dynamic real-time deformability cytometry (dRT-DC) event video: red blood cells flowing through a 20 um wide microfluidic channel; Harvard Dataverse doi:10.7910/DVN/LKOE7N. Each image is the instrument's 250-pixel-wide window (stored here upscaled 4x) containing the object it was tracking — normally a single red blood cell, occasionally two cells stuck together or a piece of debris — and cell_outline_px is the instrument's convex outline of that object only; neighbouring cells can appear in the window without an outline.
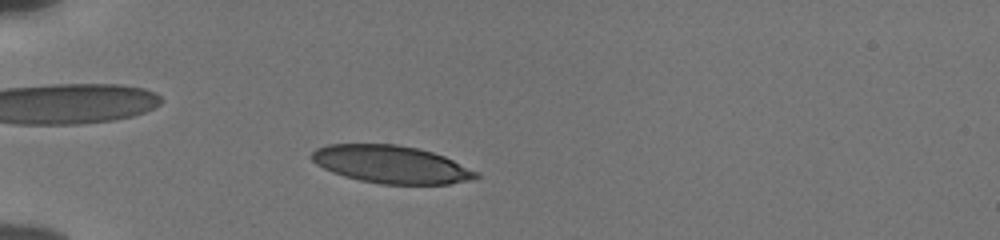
{"species": "human", "species_latin": "Homo sapiens", "temperature_condition": "cold", "stored_images_in_passage": 46, "camera_frame_rate_fps": 3000, "um_per_image_px": 0.085, "donor": {"sex": "male"}, "frame": {"image": 1, "passage_image": 8, "time_ms": 2.333, "image_size_px": [1000, 240], "cell_outline_px": [[480, 176], [472, 180], [448, 184], [380, 184], [360, 180], [344, 176], [332, 172], [316, 164], [312, 160], [312, 152], [316, 148], [328, 144], [396, 144], [416, 148], [432, 152], [444, 156], [480, 172]], "centroid_in_image_um": [33.27, 13.98], "position_along_channel_um": 51.7, "area_um2": 36.13}}
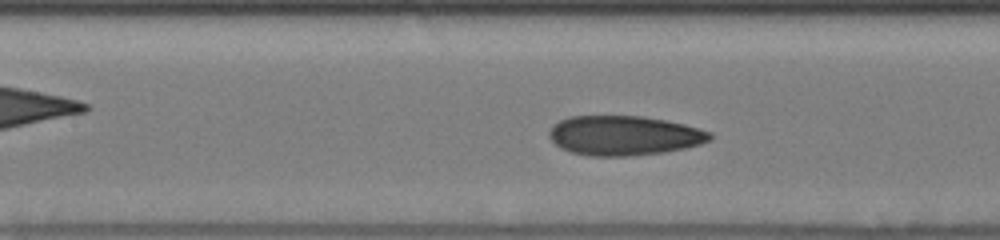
{"frame": {"image": 2, "passage_image": 18, "time_ms": 5.667, "image_size_px": [1000, 240], "cell_outline_px": [[712, 140], [700, 144], [684, 148], [664, 152], [628, 156], [588, 156], [572, 152], [560, 148], [548, 136], [548, 132], [552, 124], [560, 120], [572, 116], [644, 116], [684, 124], [712, 132]], "centroid_in_image_um": [53.03, 11.52], "position_along_channel_um": 154.4, "area_um2": 37.22}}
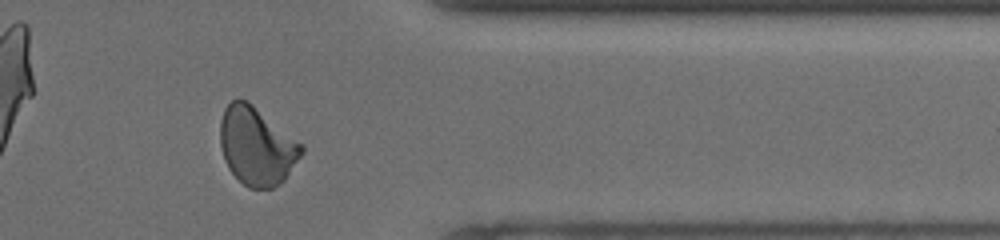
{"frame": {"image": 3, "passage_image": 37, "time_ms": 12.0, "image_size_px": [1000, 240], "cell_outline_px": [[304, 152], [284, 180], [280, 184], [272, 188], [248, 188], [228, 168], [224, 160], [220, 144], [220, 120], [224, 108], [232, 100], [248, 100], [304, 144]], "centroid_in_image_um": [21.83, 12.4], "position_along_channel_um": 389.6, "area_um2": 37.22}, "authors_computed_cell_mechanics": {"area_um2": 36.0961, "velocity_mm_per_s": 3.8409, "shape_relaxation_time_tau1_ms": 6.422, "shape_relaxation_time_tau2_ms": 1.4634, "deformation_change_tau1": 0.1802, "deformation_change_tau2": 0.0729}}